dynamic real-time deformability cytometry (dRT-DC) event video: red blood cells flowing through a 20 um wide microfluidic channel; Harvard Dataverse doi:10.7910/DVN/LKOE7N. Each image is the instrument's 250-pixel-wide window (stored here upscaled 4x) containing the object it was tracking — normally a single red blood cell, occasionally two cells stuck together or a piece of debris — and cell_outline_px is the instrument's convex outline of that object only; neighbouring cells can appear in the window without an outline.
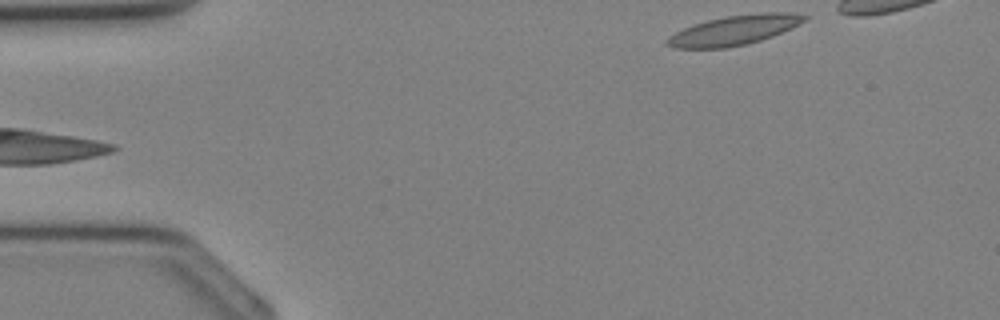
{"species": "Egyptian fruit bat (a non-hibernating species)", "species_latin": "Rousettus aegyptiacus", "temperature_condition": "cold", "stored_images_in_passage": 27, "camera_frame_rate_fps": 3000, "um_per_image_px": 0.085, "animal": {"sex": "female"}, "frame": {"image": 1, "passage_image": 1, "time_ms": 0.0, "image_size_px": [1000, 320], "cell_outline_px": [[808, 16], [800, 24], [792, 28], [772, 36], [760, 40], [744, 44], [724, 48], [676, 48], [664, 44], [664, 40], [668, 36], [692, 24], [724, 16], [764, 12], [792, 12]], "centroid_in_image_um": [62.38, 2.56], "position_along_channel_um": 22.6, "area_um2": 23.7}}
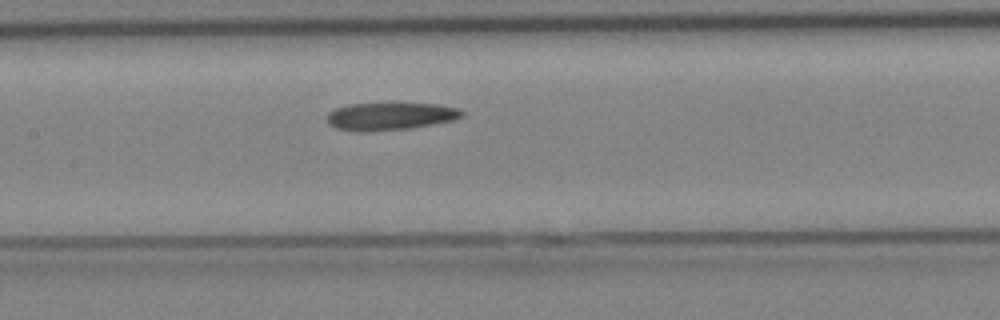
{"frame": {"image": 2, "passage_image": 13, "time_ms": 4.0, "image_size_px": [1000, 320], "cell_outline_px": [[464, 116], [452, 120], [412, 128], [372, 132], [356, 132], [336, 128], [328, 124], [328, 112], [336, 108], [348, 104], [436, 104], [460, 108], [464, 112]], "centroid_in_image_um": [33.15, 9.9], "position_along_channel_um": 174.2, "area_um2": 21.73}}
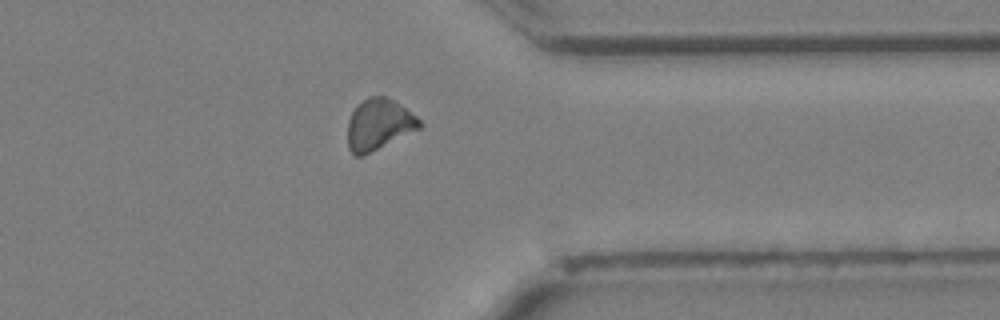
{"frame": {"image": 3, "passage_image": 24, "time_ms": 7.667, "image_size_px": [1000, 320], "cell_outline_px": [[424, 124], [420, 128], [360, 156], [356, 156], [348, 148], [348, 120], [352, 112], [368, 96], [384, 96], [392, 100], [416, 116]], "centroid_in_image_um": [32.19, 10.57], "position_along_channel_um": 379.2, "area_um2": 20.69}}